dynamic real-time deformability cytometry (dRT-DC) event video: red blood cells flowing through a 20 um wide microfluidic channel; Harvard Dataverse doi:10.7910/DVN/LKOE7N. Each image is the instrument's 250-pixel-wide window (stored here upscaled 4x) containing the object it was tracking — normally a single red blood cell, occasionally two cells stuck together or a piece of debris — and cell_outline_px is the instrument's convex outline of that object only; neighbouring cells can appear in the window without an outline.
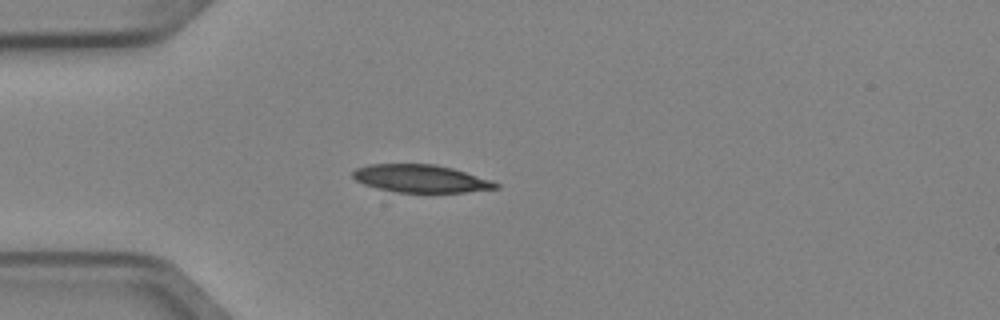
{"species": "Egyptian fruit bat (a non-hibernating species)", "species_latin": "Rousettus aegyptiacus", "temperature_condition": "cold", "stored_images_in_passage": 1, "camera_frame_rate_fps": 3000, "um_per_image_px": 0.085, "animal": {"sex": "female"}, "frame": {"image": 1, "passage_image": 1, "time_ms": 0.0, "image_size_px": [1000, 320], "cell_outline_px": [[500, 188], [468, 192], [396, 192], [376, 188], [364, 184], [356, 180], [352, 176], [352, 172], [356, 168], [368, 164], [436, 164], [452, 168], [492, 180], [500, 184]], "centroid_in_image_um": [35.78, 15.18], "position_along_channel_um": 49.2, "area_um2": 23.18}}